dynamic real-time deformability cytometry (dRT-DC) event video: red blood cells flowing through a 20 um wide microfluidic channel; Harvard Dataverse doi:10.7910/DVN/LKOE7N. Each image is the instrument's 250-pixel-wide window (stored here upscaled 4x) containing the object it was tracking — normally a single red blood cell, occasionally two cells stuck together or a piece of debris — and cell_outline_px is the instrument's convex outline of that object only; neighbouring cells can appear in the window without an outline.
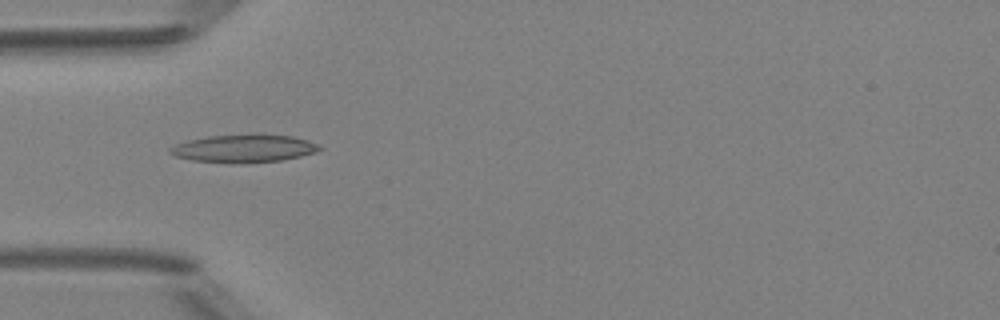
{"species": "Egyptian fruit bat (a non-hibernating species)", "species_latin": "Rousettus aegyptiacus", "temperature_condition": "room temperature", "stored_images_in_passage": 6, "camera_frame_rate_fps": 3000, "um_per_image_px": 0.085, "animal": {"sex": "female"}, "frame": {"image": 1, "passage_image": 5, "time_ms": 4.667, "image_size_px": [1000, 320], "cell_outline_px": [[324, 148], [316, 152], [284, 160], [248, 164], [240, 164], [192, 160], [176, 156], [168, 152], [168, 148], [176, 144], [188, 140], [208, 136], [252, 132], [260, 132], [292, 136], [308, 140]], "centroid_in_image_um": [20.76, 12.6], "position_along_channel_um": 64.2, "area_um2": 25.2}}
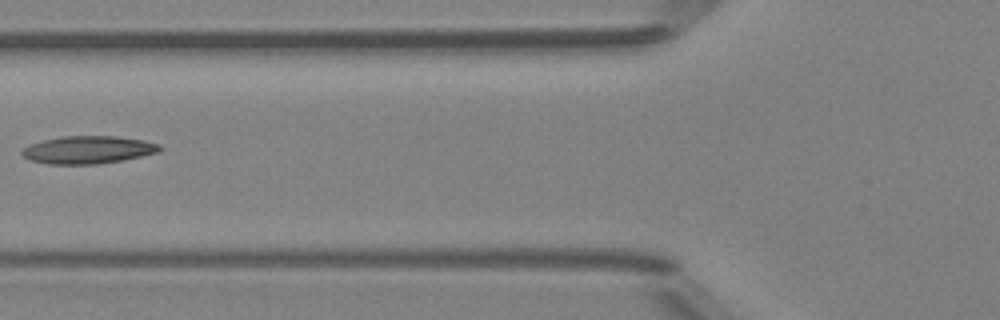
{"frame": {"image": 2, "passage_image": 6, "time_ms": 6.0, "image_size_px": [1000, 320], "cell_outline_px": [[164, 148], [160, 152], [120, 160], [96, 164], [48, 164], [32, 160], [24, 156], [20, 152], [28, 144], [60, 136], [116, 136], [144, 140], [160, 144]], "centroid_in_image_um": [7.51, 12.72], "position_along_channel_um": 118.3, "area_um2": 22.2}}